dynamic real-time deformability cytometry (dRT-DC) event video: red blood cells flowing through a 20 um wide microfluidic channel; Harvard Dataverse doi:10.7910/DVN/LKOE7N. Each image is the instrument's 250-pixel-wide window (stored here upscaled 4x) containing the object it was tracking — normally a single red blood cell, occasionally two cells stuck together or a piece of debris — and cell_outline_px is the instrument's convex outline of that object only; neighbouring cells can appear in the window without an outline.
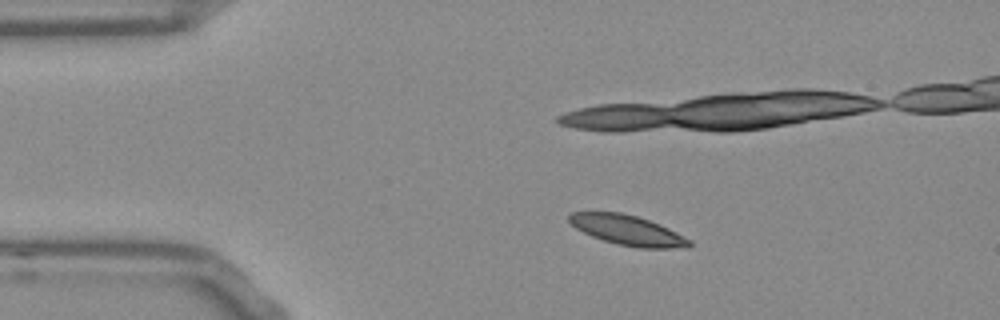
{"species": "Egyptian fruit bat (a non-hibernating species)", "species_latin": "Rousettus aegyptiacus", "temperature_condition": "room temperature", "stored_images_in_passage": 53, "camera_frame_rate_fps": 3000, "um_per_image_px": 0.085, "frame": {"image": 1, "passage_image": 8, "time_ms": 2.333, "image_size_px": [1000, 320], "cell_outline_px": [[692, 244], [688, 248], [640, 248], [616, 244], [592, 236], [576, 228], [568, 220], [568, 216], [572, 212], [620, 212], [636, 216], [648, 220], [668, 228], [692, 240]], "centroid_in_image_um": [53.37, 19.58], "position_along_channel_um": 31.6, "area_um2": 20.87}}